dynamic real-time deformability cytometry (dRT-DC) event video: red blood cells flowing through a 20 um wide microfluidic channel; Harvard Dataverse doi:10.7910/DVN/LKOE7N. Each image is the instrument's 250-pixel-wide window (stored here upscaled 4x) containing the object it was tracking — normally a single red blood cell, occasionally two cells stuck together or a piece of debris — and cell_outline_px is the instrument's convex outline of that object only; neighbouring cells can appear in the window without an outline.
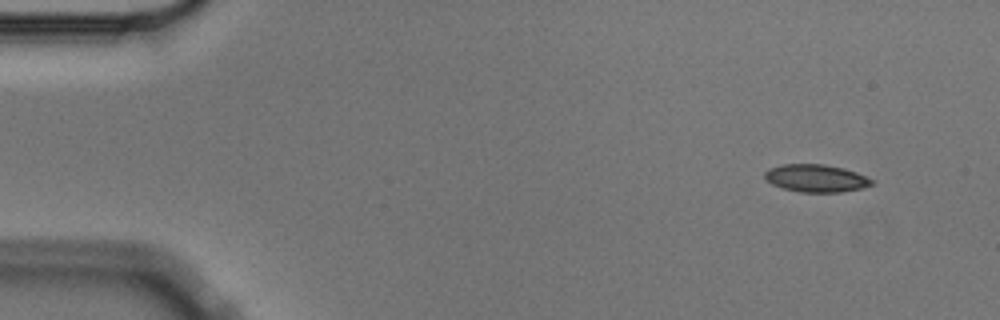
{"species": "Egyptian fruit bat (a non-hibernating species)", "species_latin": "Rousettus aegyptiacus", "temperature_condition": "cold", "stored_images_in_passage": 4, "camera_frame_rate_fps": 3000, "um_per_image_px": 0.085, "animal": {"sex": "male"}, "frame": {"image": 1, "passage_image": 1, "time_ms": 0.0, "image_size_px": [1000, 320], "cell_outline_px": [[872, 184], [860, 188], [840, 192], [800, 192], [784, 188], [772, 184], [764, 176], [764, 172], [768, 168], [780, 164], [824, 164], [844, 168], [856, 172], [872, 180]], "centroid_in_image_um": [69.31, 15.13], "position_along_channel_um": 15.7, "area_um2": 17.05}}
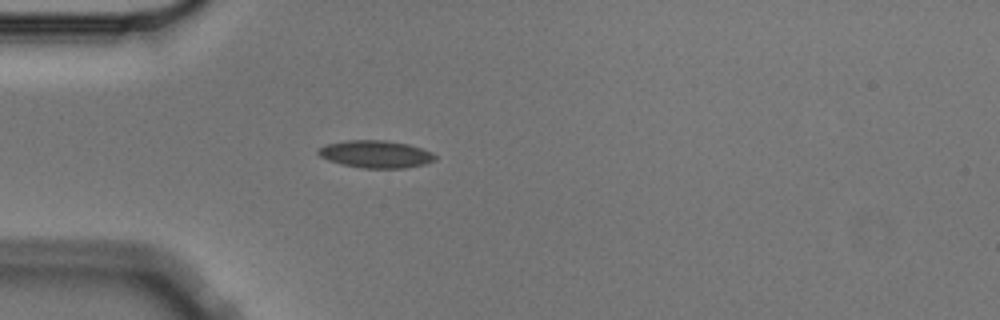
{"frame": {"image": 2, "passage_image": 4, "time_ms": 1.0, "image_size_px": [1000, 320], "cell_outline_px": [[436, 160], [424, 164], [404, 168], [360, 168], [340, 164], [328, 160], [320, 156], [316, 152], [316, 148], [324, 144], [348, 140], [384, 140], [408, 144], [424, 148], [432, 152], [436, 156]], "centroid_in_image_um": [31.91, 13.1], "position_along_channel_um": 53.1, "area_um2": 18.96}}